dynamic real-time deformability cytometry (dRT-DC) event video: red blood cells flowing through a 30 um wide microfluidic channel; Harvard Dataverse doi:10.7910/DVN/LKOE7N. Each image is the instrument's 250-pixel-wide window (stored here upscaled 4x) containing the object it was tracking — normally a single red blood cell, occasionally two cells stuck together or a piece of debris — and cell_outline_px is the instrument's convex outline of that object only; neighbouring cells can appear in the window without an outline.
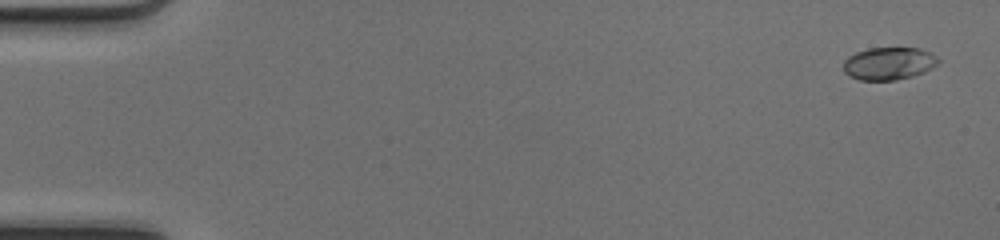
{"species": "common noctule bat (a hibernating species)", "species_latin": "Nyctalus noctula", "temperature_condition": "cold", "stored_images_in_passage": 50, "camera_frame_rate_fps": 3000, "um_per_image_px": 0.085, "animal": {"sex": "female", "body_mass_g": 17.0, "forearm_length_mm": 48.0}, "frame": {"image": 1, "passage_image": 2, "time_ms": 0.333, "image_size_px": [1000, 240], "cell_outline_px": [[940, 60], [936, 64], [924, 72], [912, 76], [896, 80], [860, 80], [844, 72], [844, 60], [848, 56], [856, 52], [868, 48], [920, 48], [932, 52]], "centroid_in_image_um": [75.56, 5.38], "position_along_channel_um": 9.4, "area_um2": 17.98}}
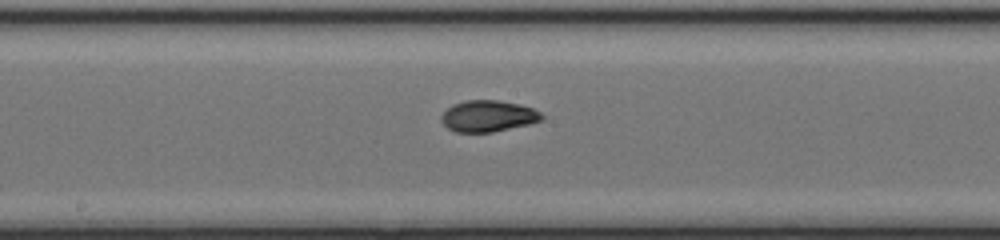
{"frame": {"image": 2, "passage_image": 27, "time_ms": 8.667, "image_size_px": [1000, 240], "cell_outline_px": [[544, 120], [528, 124], [492, 132], [456, 132], [448, 128], [440, 120], [440, 116], [452, 104], [464, 100], [500, 100], [520, 104], [532, 108], [540, 112], [544, 116]], "centroid_in_image_um": [41.49, 9.85], "position_along_channel_um": 206.7, "area_um2": 18.44}}
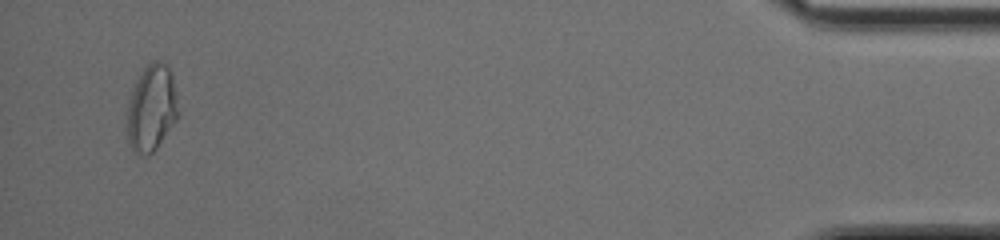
{"frame": {"image": 3, "passage_image": 48, "time_ms": 15.667, "image_size_px": [1000, 240], "cell_outline_px": [[180, 116], [156, 148], [148, 156], [132, 152], [128, 140], [128, 104], [136, 80], [144, 68], [152, 60], [156, 60], [168, 64], [172, 72], [180, 112]], "centroid_in_image_um": [12.92, 9.18], "position_along_channel_um": 422.3, "area_um2": 26.01}, "authors_computed_cell_mechanics": {"area_um2": 18.6116, "velocity_mm_per_s": 4.2217, "shape_relaxation_time_tau1_ms": 3.5615, "shape_relaxation_time_tau2_ms": 0.9762, "deformation_change_tau1": 0.1747, "deformation_change_tau2": 0.0519}}